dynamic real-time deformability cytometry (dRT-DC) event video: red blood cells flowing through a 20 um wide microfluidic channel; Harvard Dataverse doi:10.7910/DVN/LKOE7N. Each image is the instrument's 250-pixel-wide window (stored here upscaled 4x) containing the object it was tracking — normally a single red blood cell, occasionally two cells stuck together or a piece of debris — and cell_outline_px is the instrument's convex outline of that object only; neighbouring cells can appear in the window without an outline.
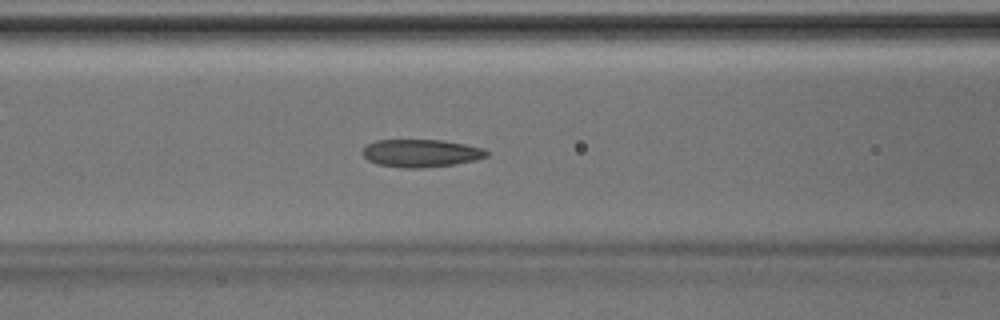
{"species": "Egyptian fruit bat (a non-hibernating species)", "species_latin": "Rousettus aegyptiacus", "temperature_condition": "room temperature", "stored_images_in_passage": 38, "camera_frame_rate_fps": 3000, "um_per_image_px": 0.085, "animal": {"sex": "male"}, "frame": {"image": 1, "passage_image": 12, "time_ms": 3.667, "image_size_px": [1000, 320], "cell_outline_px": [[488, 156], [476, 160], [456, 164], [420, 168], [404, 168], [376, 164], [368, 160], [364, 156], [364, 148], [368, 144], [376, 140], [440, 140], [464, 144], [484, 148], [488, 152]], "centroid_in_image_um": [35.81, 13.02], "position_along_channel_um": 130.8, "area_um2": 20.0}}